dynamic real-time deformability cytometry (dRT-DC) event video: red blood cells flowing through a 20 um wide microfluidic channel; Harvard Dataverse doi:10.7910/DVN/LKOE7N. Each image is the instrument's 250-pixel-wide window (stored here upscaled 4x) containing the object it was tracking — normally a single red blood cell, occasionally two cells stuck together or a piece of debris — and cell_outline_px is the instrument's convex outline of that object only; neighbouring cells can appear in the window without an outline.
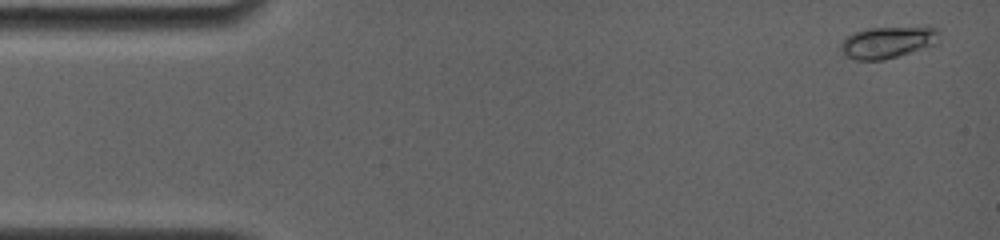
{"species": "common noctule bat (a hibernating species)", "species_latin": "Nyctalus noctula", "temperature_condition": "room temperature", "stored_images_in_passage": 37, "camera_frame_rate_fps": 4000, "um_per_image_px": 0.085, "animal": {"sex": "female", "body_mass_g": 19.0, "forearm_length_mm": 56.7}, "frame": {"image": 1, "passage_image": 2, "time_ms": 0.25, "image_size_px": [1000, 240], "cell_outline_px": [[940, 36], [932, 44], [896, 56], [880, 60], [856, 60], [848, 56], [840, 48], [840, 44], [848, 36], [856, 32], [868, 28], [928, 24], [940, 28]], "centroid_in_image_um": [75.53, 3.52], "position_along_channel_um": 9.5, "area_um2": 18.38}}
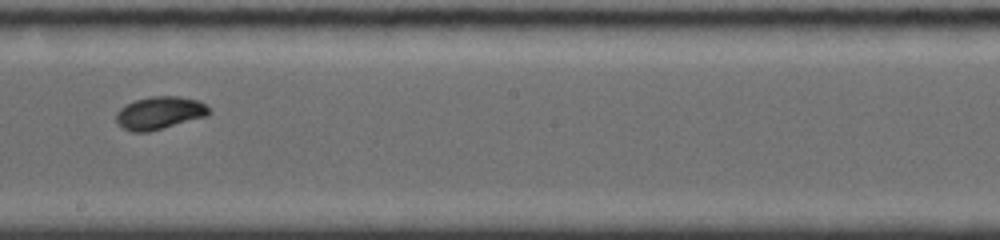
{"frame": {"image": 2, "passage_image": 23, "time_ms": 5.5, "image_size_px": [1000, 240], "cell_outline_px": [[212, 112], [208, 116], [148, 132], [132, 132], [116, 124], [116, 112], [120, 108], [136, 100], [152, 96], [180, 96], [196, 100], [204, 104]], "centroid_in_image_um": [13.56, 9.61], "position_along_channel_um": 234.6, "area_um2": 17.69}}
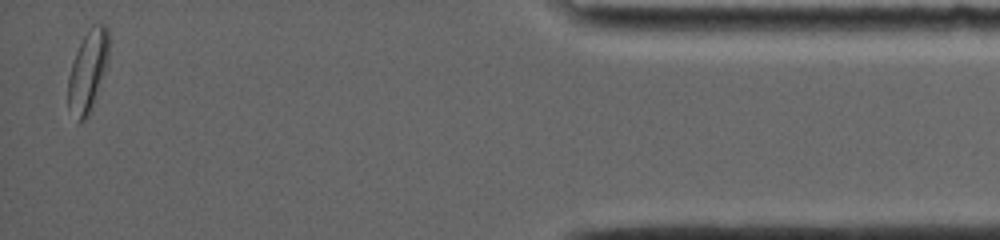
{"frame": {"image": 3, "passage_image": 37, "time_ms": 9.0, "image_size_px": [1000, 240], "cell_outline_px": [[108, 60], [92, 108], [88, 116], [84, 120], [80, 120], [68, 108], [68, 76], [76, 52], [88, 28], [92, 24], [104, 24], [108, 28]], "centroid_in_image_um": [7.47, 6.0], "position_along_channel_um": 427.7, "area_um2": 18.96}}